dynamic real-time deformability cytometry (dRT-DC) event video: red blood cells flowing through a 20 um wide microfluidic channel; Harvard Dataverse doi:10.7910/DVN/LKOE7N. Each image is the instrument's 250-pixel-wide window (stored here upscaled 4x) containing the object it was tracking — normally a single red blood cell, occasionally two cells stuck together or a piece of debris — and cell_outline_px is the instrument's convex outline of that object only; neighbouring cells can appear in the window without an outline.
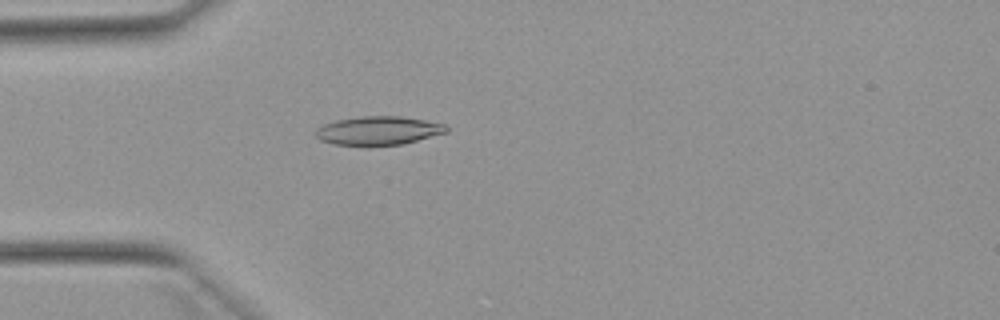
{"species": "Egyptian fruit bat (a non-hibernating species)", "species_latin": "Rousettus aegyptiacus", "temperature_condition": "warm", "stored_images_in_passage": 18, "camera_frame_rate_fps": 3000, "um_per_image_px": 0.085, "animal": {"sex": "female"}, "frame": {"image": 1, "passage_image": 4, "time_ms": 1.0, "image_size_px": [1000, 320], "cell_outline_px": [[448, 132], [400, 144], [332, 144], [320, 140], [316, 136], [316, 128], [324, 124], [336, 120], [360, 116], [400, 116], [424, 120], [444, 124], [448, 128]], "centroid_in_image_um": [32.14, 11.08], "position_along_channel_um": 52.9, "area_um2": 21.33}}
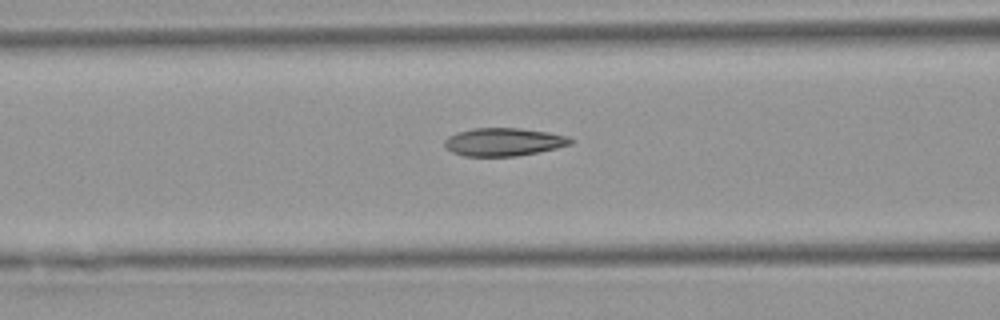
{"frame": {"image": 2, "passage_image": 10, "time_ms": 3.0, "image_size_px": [1000, 320], "cell_outline_px": [[572, 144], [556, 148], [516, 156], [464, 156], [452, 152], [444, 144], [444, 140], [448, 136], [456, 132], [472, 128], [520, 128], [548, 132], [568, 136], [572, 140]], "centroid_in_image_um": [42.79, 12.05], "position_along_channel_um": 123.8, "area_um2": 20.52}}
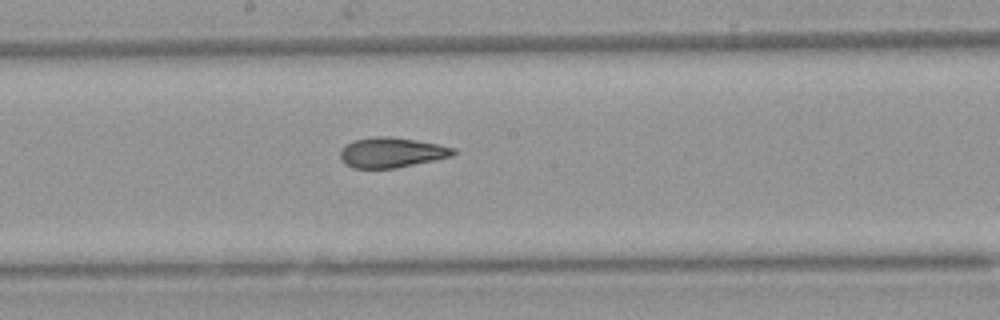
{"frame": {"image": 3, "passage_image": 17, "time_ms": 5.333, "image_size_px": [1000, 320], "cell_outline_px": [[456, 152], [452, 156], [396, 168], [352, 168], [344, 164], [340, 160], [340, 148], [344, 144], [352, 140], [372, 136], [392, 136], [440, 144], [456, 148]], "centroid_in_image_um": [33.23, 12.95], "position_along_channel_um": 215.0, "area_um2": 20.23}}